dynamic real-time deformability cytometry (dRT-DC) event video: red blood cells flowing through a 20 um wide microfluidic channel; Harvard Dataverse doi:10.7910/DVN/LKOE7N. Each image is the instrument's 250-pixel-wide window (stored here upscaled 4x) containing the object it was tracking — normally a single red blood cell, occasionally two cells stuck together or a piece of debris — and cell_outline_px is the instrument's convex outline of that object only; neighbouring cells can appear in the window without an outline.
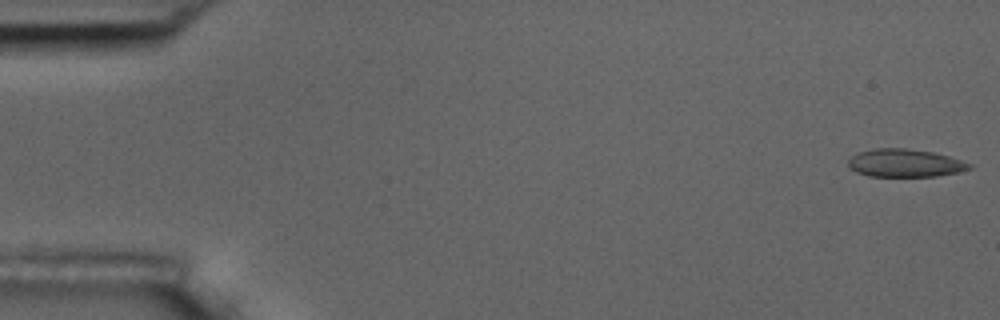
{"species": "common noctule bat (a hibernating species)", "species_latin": "Nyctalus noctula", "temperature_condition": "room temperature", "stored_images_in_passage": 55, "camera_frame_rate_fps": 3000, "um_per_image_px": 0.085, "animal": {"sex": "male", "body_mass_g": 17.5, "forearm_length_mm": 52.3}, "frame": {"image": 1, "passage_image": 1, "time_ms": 0.0, "image_size_px": [1000, 320], "cell_outline_px": [[972, 168], [956, 172], [936, 176], [868, 176], [856, 172], [848, 168], [848, 160], [852, 156], [860, 152], [876, 148], [904, 148], [932, 152], [948, 156], [972, 164]], "centroid_in_image_um": [76.88, 13.86], "position_along_channel_um": 8.1, "area_um2": 19.54}}
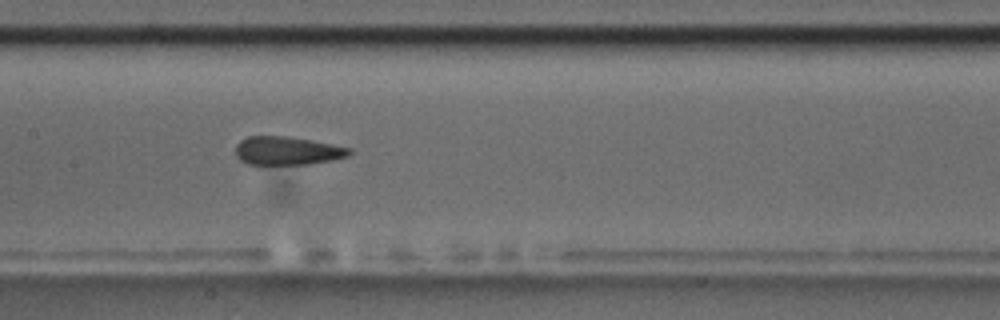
{"frame": {"image": 2, "passage_image": 27, "time_ms": 8.667, "image_size_px": [1000, 320], "cell_outline_px": [[352, 152], [348, 156], [332, 160], [308, 164], [248, 164], [240, 160], [236, 156], [236, 144], [240, 140], [248, 136], [288, 136], [312, 140], [352, 148]], "centroid_in_image_um": [24.42, 12.8], "position_along_channel_um": 183.0, "area_um2": 18.9}}
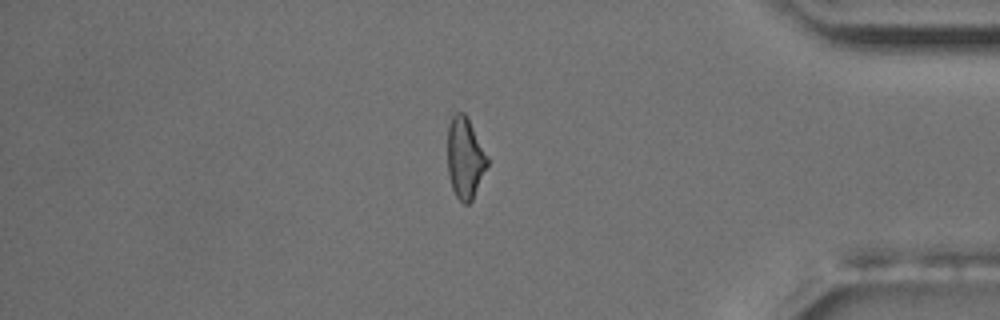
{"frame": {"image": 3, "passage_image": 47, "time_ms": 15.333, "image_size_px": [1000, 320], "cell_outline_px": [[488, 164], [472, 200], [468, 204], [464, 204], [456, 196], [452, 188], [448, 172], [448, 124], [452, 116], [456, 112], [464, 112], [488, 156]], "centroid_in_image_um": [39.52, 13.43], "position_along_channel_um": 395.7, "area_um2": 18.61}, "authors_computed_cell_mechanics": {"area_um2": 19.8832, "velocity_mm_per_s": 3.6324, "shape_relaxation_time_tau1_ms": 7.9038, "shape_relaxation_time_tau2_ms": 1.9641, "deformation_change_tau1": 0.1459, "deformation_change_tau2": 0.0841}}